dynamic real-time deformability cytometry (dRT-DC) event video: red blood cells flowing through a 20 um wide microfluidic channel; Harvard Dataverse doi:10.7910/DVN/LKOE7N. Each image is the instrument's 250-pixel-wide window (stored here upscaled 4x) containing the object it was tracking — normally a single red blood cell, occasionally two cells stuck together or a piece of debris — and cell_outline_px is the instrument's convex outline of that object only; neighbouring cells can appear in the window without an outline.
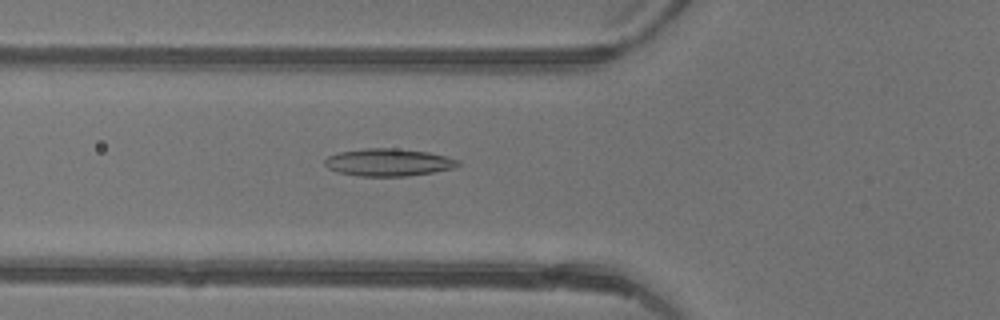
{"species": "common noctule bat (a hibernating species)", "species_latin": "Nyctalus noctula", "temperature_condition": "warm", "stored_images_in_passage": 17, "camera_frame_rate_fps": 3000, "um_per_image_px": 0.085, "animal": {"sex": "female"}, "frame": {"image": 1, "passage_image": 6, "time_ms": 1.667, "image_size_px": [1000, 320], "cell_outline_px": [[460, 164], [452, 168], [432, 172], [408, 176], [360, 176], [336, 172], [328, 168], [324, 164], [324, 160], [328, 156], [340, 152], [364, 148], [396, 148], [428, 152], [448, 156], [460, 160]], "centroid_in_image_um": [33.01, 13.79], "position_along_channel_um": 92.8, "area_um2": 21.39}}
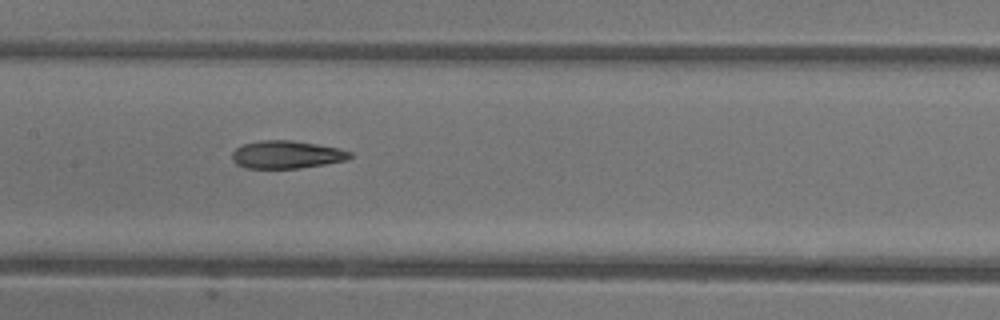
{"frame": {"image": 2, "passage_image": 12, "time_ms": 3.667, "image_size_px": [1000, 320], "cell_outline_px": [[356, 156], [344, 160], [324, 164], [300, 168], [244, 168], [236, 164], [232, 160], [232, 152], [236, 148], [244, 144], [260, 140], [292, 140], [340, 148], [352, 152]], "centroid_in_image_um": [24.37, 13.14], "position_along_channel_um": 183.0, "area_um2": 19.19}}
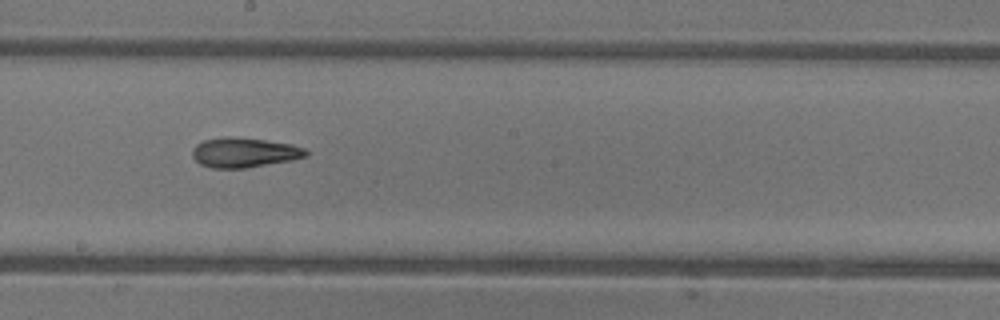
{"frame": {"image": 3, "passage_image": 15, "time_ms": 4.667, "image_size_px": [1000, 320], "cell_outline_px": [[308, 156], [292, 160], [244, 168], [212, 168], [200, 164], [192, 156], [192, 148], [196, 144], [204, 140], [224, 136], [228, 136], [264, 140], [292, 144], [304, 148], [308, 152]], "centroid_in_image_um": [20.74, 12.96], "position_along_channel_um": 227.5, "area_um2": 19.71}}